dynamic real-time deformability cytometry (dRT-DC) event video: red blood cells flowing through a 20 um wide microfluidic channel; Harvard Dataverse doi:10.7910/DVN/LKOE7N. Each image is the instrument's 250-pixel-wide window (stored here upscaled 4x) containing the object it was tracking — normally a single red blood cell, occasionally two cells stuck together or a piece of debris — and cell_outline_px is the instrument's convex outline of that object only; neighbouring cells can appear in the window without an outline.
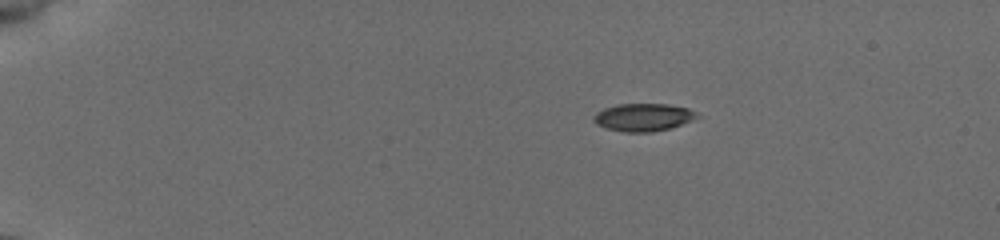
{"species": "common noctule bat (a hibernating species)", "species_latin": "Nyctalus noctula", "temperature_condition": "cold", "stored_images_in_passage": 45, "camera_frame_rate_fps": 3000, "um_per_image_px": 0.085, "animal": {"sex": "female", "body_mass_g": 19.5, "forearm_length_mm": 54.1}, "frame": {"image": 1, "passage_image": 1, "time_ms": 0.0, "image_size_px": [1000, 240], "cell_outline_px": [[700, 116], [692, 120], [668, 128], [652, 132], [624, 132], [608, 128], [596, 124], [592, 120], [592, 116], [596, 112], [604, 108], [616, 104], [668, 104], [688, 108], [696, 112]], "centroid_in_image_um": [54.64, 9.96], "position_along_channel_um": 30.4, "area_um2": 16.65}}
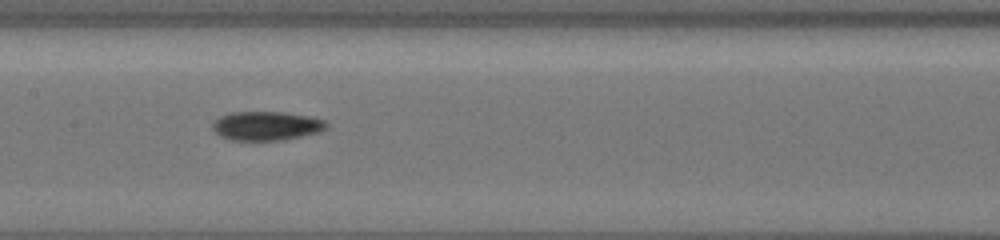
{"frame": {"image": 2, "passage_image": 20, "time_ms": 6.333, "image_size_px": [1000, 240], "cell_outline_px": [[328, 128], [316, 132], [284, 140], [232, 140], [220, 136], [212, 128], [212, 124], [220, 116], [232, 112], [284, 112], [308, 116], [324, 120], [328, 124]], "centroid_in_image_um": [22.63, 10.69], "position_along_channel_um": 184.8, "area_um2": 19.07}}
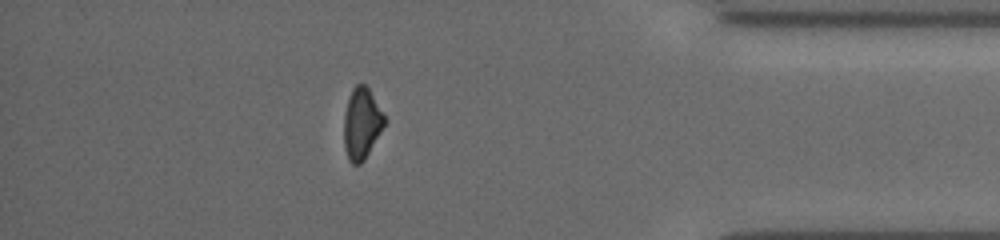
{"frame": {"image": 3, "passage_image": 39, "time_ms": 12.667, "image_size_px": [1000, 240], "cell_outline_px": [[384, 124], [364, 160], [360, 164], [352, 164], [348, 160], [344, 148], [344, 112], [348, 96], [352, 88], [356, 84], [364, 84], [368, 88], [384, 116]], "centroid_in_image_um": [30.69, 10.5], "position_along_channel_um": 404.5, "area_um2": 16.53}, "authors_computed_cell_mechanics": {"area_um2": 18.0336, "velocity_mm_per_s": 3.8965, "shape_relaxation_time_tau1_ms": 11.0718, "shape_relaxation_time_tau2_ms": 3.8575, "deformation_change_tau1": 0.2092, "deformation_change_tau2": 0.0898}}